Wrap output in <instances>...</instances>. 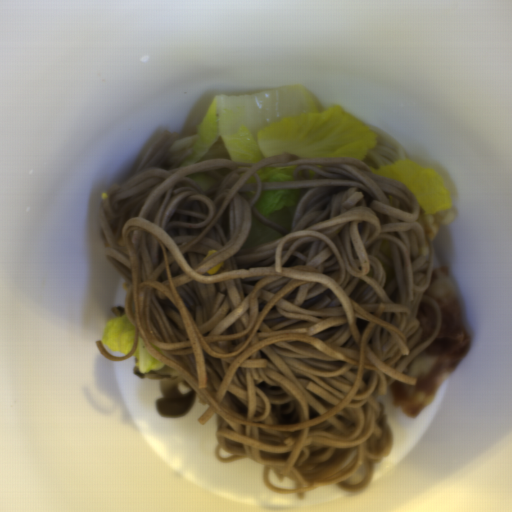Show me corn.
Segmentation results:
<instances>
[{
    "instance_id": "corn-1",
    "label": "corn",
    "mask_w": 512,
    "mask_h": 512,
    "mask_svg": "<svg viewBox=\"0 0 512 512\" xmlns=\"http://www.w3.org/2000/svg\"><path fill=\"white\" fill-rule=\"evenodd\" d=\"M224 266V262H220L218 264H216L215 266L211 267L210 269H208L207 271H205L207 274L209 275H213V274H216L217 272L220 271V269Z\"/></svg>"
},
{
    "instance_id": "corn-2",
    "label": "corn",
    "mask_w": 512,
    "mask_h": 512,
    "mask_svg": "<svg viewBox=\"0 0 512 512\" xmlns=\"http://www.w3.org/2000/svg\"><path fill=\"white\" fill-rule=\"evenodd\" d=\"M217 250L216 249H212V250H209L207 255L204 257V259L202 261H205L207 258H209L213 253H215ZM201 261V262H202Z\"/></svg>"
}]
</instances>
